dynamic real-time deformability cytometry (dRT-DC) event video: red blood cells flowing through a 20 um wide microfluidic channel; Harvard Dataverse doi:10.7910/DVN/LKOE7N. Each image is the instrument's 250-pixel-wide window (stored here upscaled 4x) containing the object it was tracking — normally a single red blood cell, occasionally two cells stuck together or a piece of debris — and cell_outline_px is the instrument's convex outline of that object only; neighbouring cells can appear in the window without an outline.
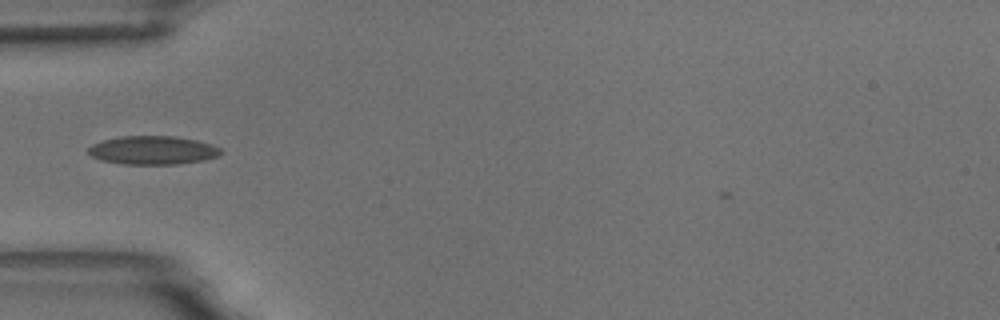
{"species": "common noctule bat (a hibernating species)", "species_latin": "Nyctalus noctula", "temperature_condition": "room temperature", "stored_images_in_passage": 16, "camera_frame_rate_fps": 3000, "um_per_image_px": 0.085, "animal": {"sex": "male", "body_mass_g": 18.8}, "frame": {"image": 1, "passage_image": 1, "time_ms": 0.0, "image_size_px": [1000, 320], "cell_outline_px": [[224, 152], [220, 156], [204, 160], [180, 164], [124, 164], [100, 160], [92, 156], [88, 152], [88, 148], [92, 144], [104, 140], [120, 136], [176, 136], [196, 140], [212, 144], [220, 148]], "centroid_in_image_um": [13.03, 12.77], "position_along_channel_um": 72.0, "area_um2": 22.2}}
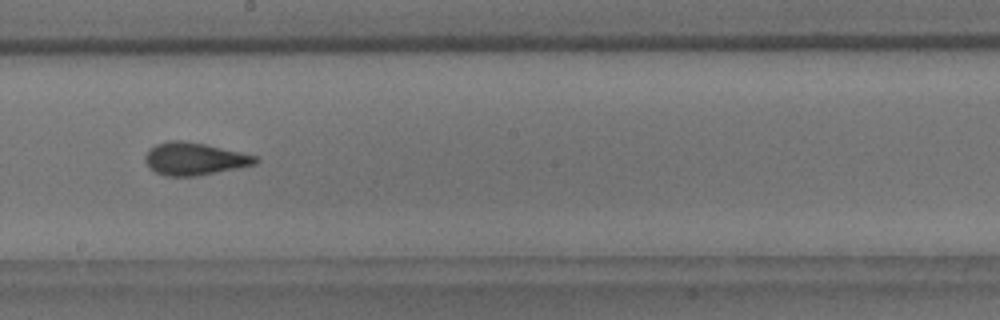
{"frame": {"image": 2, "passage_image": 14, "time_ms": 4.333, "image_size_px": [1000, 320], "cell_outline_px": [[260, 160], [256, 164], [196, 176], [168, 176], [156, 172], [148, 168], [144, 160], [144, 156], [148, 148], [156, 144], [168, 140], [184, 140], [204, 144], [240, 152], [256, 156]], "centroid_in_image_um": [16.47, 13.49], "position_along_channel_um": 231.7, "area_um2": 20.92}}